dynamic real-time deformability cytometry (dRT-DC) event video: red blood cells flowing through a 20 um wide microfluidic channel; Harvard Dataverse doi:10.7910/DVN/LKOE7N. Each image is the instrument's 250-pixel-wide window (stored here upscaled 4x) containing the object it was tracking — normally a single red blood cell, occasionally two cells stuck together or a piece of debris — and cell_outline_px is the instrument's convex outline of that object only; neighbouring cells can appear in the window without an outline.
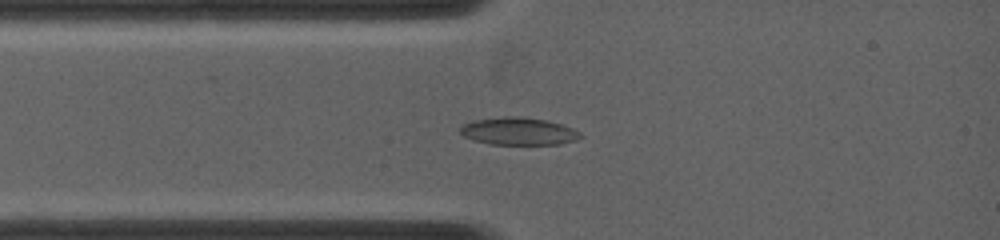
{"species": "common noctule bat (a hibernating species)", "species_latin": "Nyctalus noctula", "temperature_condition": "warm", "stored_images_in_passage": 8, "camera_frame_rate_fps": 5000, "um_per_image_px": 0.085, "animal": {"sex": "female", "body_mass_g": 19.0, "forearm_length_mm": 53.3}, "frame": {"image": 1, "passage_image": 6, "time_ms": 1.0, "image_size_px": [1000, 240], "cell_outline_px": [[584, 136], [576, 140], [560, 144], [488, 144], [472, 140], [464, 136], [460, 132], [460, 124], [476, 120], [504, 116], [524, 116], [544, 120], [560, 124], [572, 128], [580, 132]], "centroid_in_image_um": [44.06, 11.15], "position_along_channel_um": 40.9, "area_um2": 19.36}}
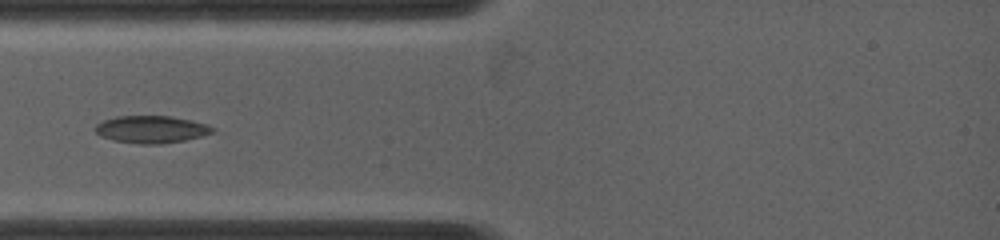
{"frame": {"image": 2, "passage_image": 8, "time_ms": 1.4, "image_size_px": [1000, 240], "cell_outline_px": [[216, 132], [204, 136], [184, 140], [160, 144], [136, 144], [112, 140], [100, 136], [92, 128], [96, 124], [104, 120], [116, 116], [172, 116], [192, 120], [208, 124], [216, 128]], "centroid_in_image_um": [12.89, 11.0], "position_along_channel_um": 72.1, "area_um2": 19.07}}